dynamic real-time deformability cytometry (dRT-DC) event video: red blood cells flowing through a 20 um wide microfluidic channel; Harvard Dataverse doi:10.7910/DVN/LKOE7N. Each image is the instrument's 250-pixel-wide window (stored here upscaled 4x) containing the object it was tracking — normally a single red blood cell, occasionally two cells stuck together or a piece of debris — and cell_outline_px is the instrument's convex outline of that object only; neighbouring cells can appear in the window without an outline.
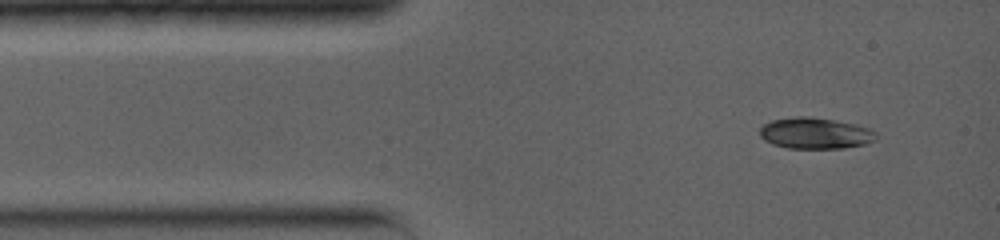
{"species": "common noctule bat (a hibernating species)", "species_latin": "Nyctalus noctula", "temperature_condition": "warm", "stored_images_in_passage": 56, "camera_frame_rate_fps": 5000, "um_per_image_px": 0.085, "animal": {"sex": "female", "body_mass_g": 19.0, "forearm_length_mm": 56.7}, "frame": {"image": 1, "passage_image": 1, "time_ms": 0.0, "image_size_px": [1000, 240], "cell_outline_px": [[876, 140], [864, 144], [844, 148], [788, 148], [772, 144], [764, 140], [760, 136], [760, 128], [764, 124], [772, 120], [796, 116], [808, 116], [836, 120], [868, 128], [876, 132]], "centroid_in_image_um": [69.27, 11.32], "position_along_channel_um": 15.7, "area_um2": 21.1}}
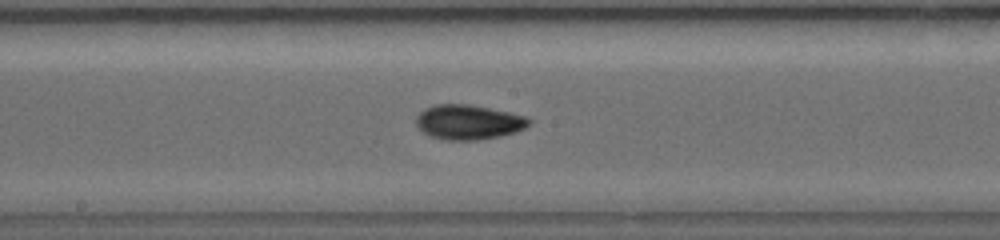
{"frame": {"image": 2, "passage_image": 22, "time_ms": 6.0, "image_size_px": [1000, 240], "cell_outline_px": [[532, 120], [524, 128], [516, 132], [500, 136], [476, 140], [444, 140], [428, 136], [416, 124], [416, 116], [424, 108], [432, 104], [468, 104], [528, 116]], "centroid_in_image_um": [39.8, 10.38], "position_along_channel_um": 208.4, "area_um2": 22.95}}
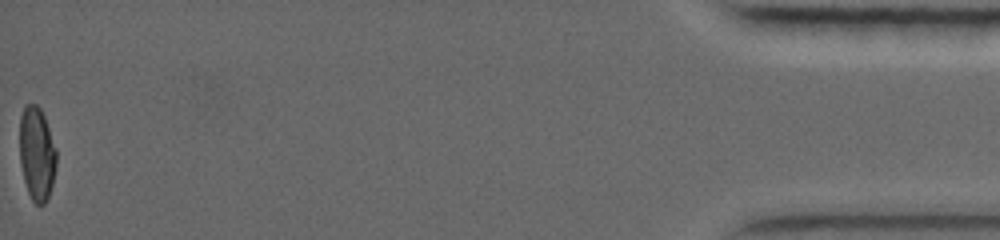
{"frame": {"image": 3, "passage_image": 56, "time_ms": 15.2, "image_size_px": [1000, 240], "cell_outline_px": [[56, 164], [52, 184], [48, 196], [44, 204], [36, 204], [32, 200], [28, 192], [24, 180], [20, 164], [20, 116], [24, 104], [36, 104], [40, 108], [44, 116], [56, 148]], "centroid_in_image_um": [3.12, 13.03], "position_along_channel_um": 432.1, "area_um2": 20.0}, "authors_computed_cell_mechanics": {"area_um2": 21.097, "velocity_mm_per_s": 3.9724, "shape_relaxation_time_tau1_ms": 7.0661, "shape_relaxation_time_tau2_ms": 0.6694, "deformation_change_tau1": 0.2076, "deformation_change_tau2": 0.0262}}